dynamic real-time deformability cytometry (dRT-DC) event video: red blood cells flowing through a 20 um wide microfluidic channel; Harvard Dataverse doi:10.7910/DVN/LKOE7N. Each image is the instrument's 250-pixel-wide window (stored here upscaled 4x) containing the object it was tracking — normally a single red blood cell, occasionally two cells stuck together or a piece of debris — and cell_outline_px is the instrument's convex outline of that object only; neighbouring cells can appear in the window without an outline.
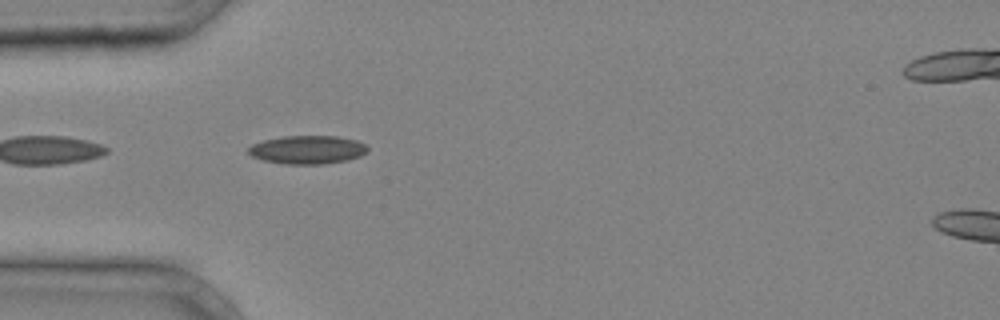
{"species": "common noctule bat (a hibernating species)", "species_latin": "Nyctalus noctula", "temperature_condition": "cold", "stored_images_in_passage": 34, "camera_frame_rate_fps": 3000, "um_per_image_px": 0.085, "animal": {"sex": "male", "body_mass_g": 20.4}, "frame": {"image": 1, "passage_image": 7, "time_ms": 2.0, "image_size_px": [1000, 320], "cell_outline_px": [[368, 148], [360, 156], [348, 160], [324, 164], [284, 164], [264, 160], [252, 156], [248, 152], [248, 148], [252, 144], [264, 140], [284, 136], [336, 136], [356, 140], [364, 144]], "centroid_in_image_um": [26.12, 12.73], "position_along_channel_um": 58.9, "area_um2": 19.59}}
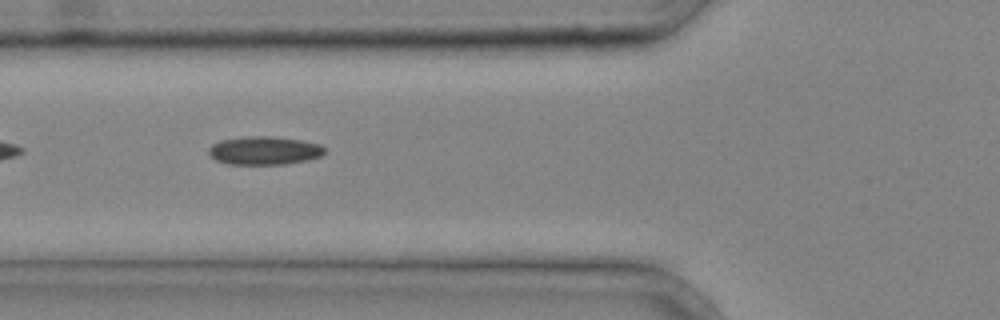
{"frame": {"image": 2, "passage_image": 10, "time_ms": 3.0, "image_size_px": [1000, 320], "cell_outline_px": [[324, 152], [320, 156], [308, 160], [284, 164], [228, 164], [216, 160], [208, 152], [208, 148], [212, 144], [220, 140], [244, 136], [272, 136], [304, 140], [320, 144], [324, 148]], "centroid_in_image_um": [22.46, 12.78], "position_along_channel_um": 103.3, "area_um2": 19.25}}
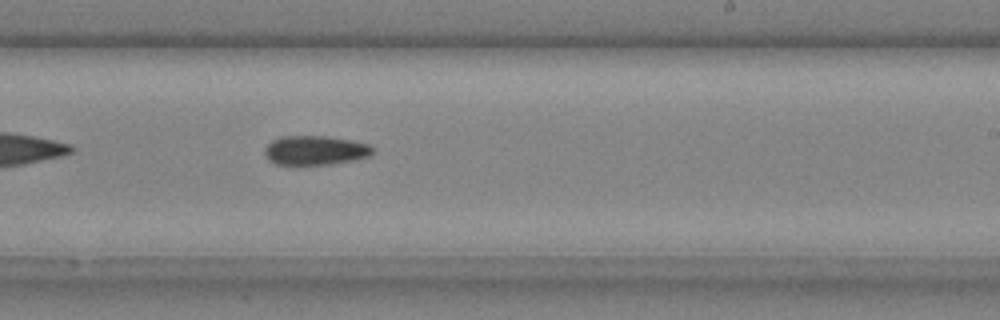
{"frame": {"image": 3, "passage_image": 20, "time_ms": 6.333, "image_size_px": [1000, 320], "cell_outline_px": [[372, 152], [368, 156], [352, 160], [328, 164], [276, 164], [268, 160], [264, 152], [264, 148], [272, 140], [280, 136], [324, 136], [352, 140], [372, 144]], "centroid_in_image_um": [26.77, 12.76], "position_along_channel_um": 262.2, "area_um2": 18.32}}